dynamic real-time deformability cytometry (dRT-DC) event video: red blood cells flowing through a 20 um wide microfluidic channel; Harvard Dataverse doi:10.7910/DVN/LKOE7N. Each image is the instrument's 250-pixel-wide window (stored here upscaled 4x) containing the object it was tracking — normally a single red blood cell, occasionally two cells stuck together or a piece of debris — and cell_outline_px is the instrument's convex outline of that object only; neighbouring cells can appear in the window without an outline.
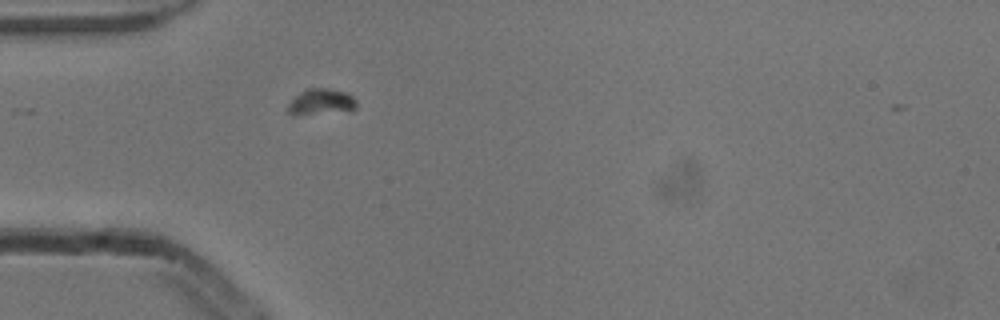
{"species": "common noctule bat (a hibernating species)", "species_latin": "Nyctalus noctula", "temperature_condition": "cold", "stored_images_in_passage": 5, "camera_frame_rate_fps": 3000, "um_per_image_px": 0.085, "animal": {"sex": "male", "body_mass_g": 13.3}, "frame": {"image": 1, "passage_image": 5, "time_ms": 1.333, "image_size_px": [1000, 320], "cell_outline_px": [[356, 108], [352, 112], [296, 116], [292, 116], [288, 112], [288, 104], [300, 92], [308, 88], [328, 88], [344, 92], [352, 96], [356, 100]], "centroid_in_image_um": [27.31, 8.71], "position_along_channel_um": 57.7, "area_um2": 10.87}}